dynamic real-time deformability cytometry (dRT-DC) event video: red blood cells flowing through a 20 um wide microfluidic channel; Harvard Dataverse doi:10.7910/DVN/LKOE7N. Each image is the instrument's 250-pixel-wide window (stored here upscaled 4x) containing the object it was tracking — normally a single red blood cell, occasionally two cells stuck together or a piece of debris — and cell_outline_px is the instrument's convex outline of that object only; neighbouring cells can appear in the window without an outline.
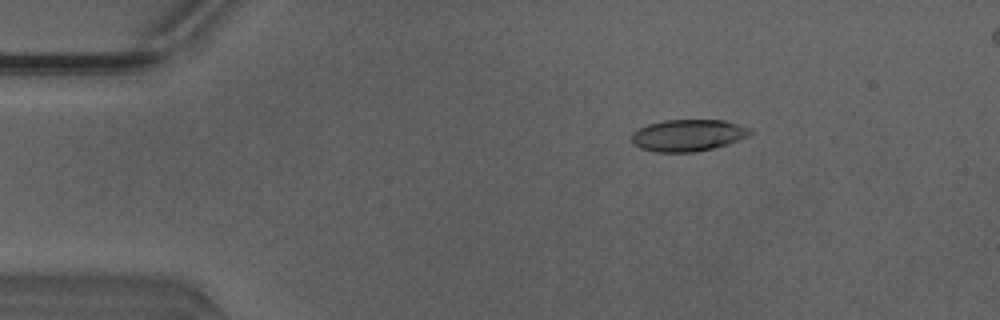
{"species": "Egyptian fruit bat (a non-hibernating species)", "species_latin": "Rousettus aegyptiacus", "temperature_condition": "warm", "stored_images_in_passage": 42, "camera_frame_rate_fps": 3000, "um_per_image_px": 0.085, "animal": {"sex": "male"}, "frame": {"image": 1, "passage_image": 1, "time_ms": 0.0, "image_size_px": [1000, 320], "cell_outline_px": [[752, 132], [748, 136], [728, 144], [712, 148], [692, 152], [656, 152], [640, 148], [632, 144], [632, 132], [648, 124], [664, 120], [724, 120], [748, 128]], "centroid_in_image_um": [58.44, 11.5], "position_along_channel_um": 26.6, "area_um2": 21.79}}
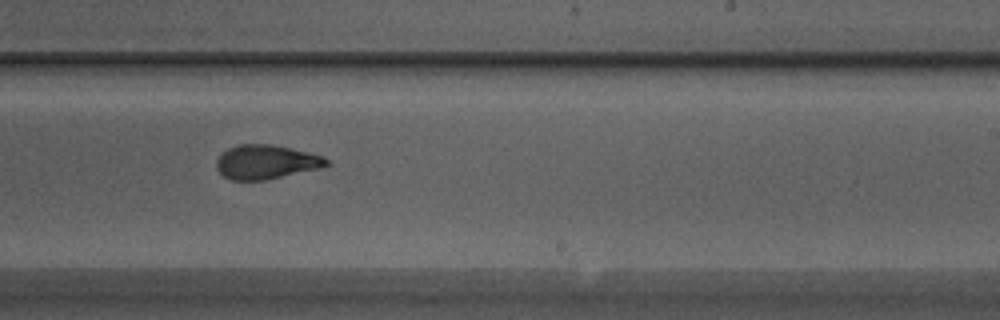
{"frame": {"image": 2, "passage_image": 23, "time_ms": 7.333, "image_size_px": [1000, 320], "cell_outline_px": [[328, 164], [320, 168], [264, 180], [232, 180], [224, 176], [216, 168], [216, 160], [228, 148], [240, 144], [272, 144], [308, 152], [320, 156], [328, 160]], "centroid_in_image_um": [22.58, 13.76], "position_along_channel_um": 266.4, "area_um2": 21.56}}
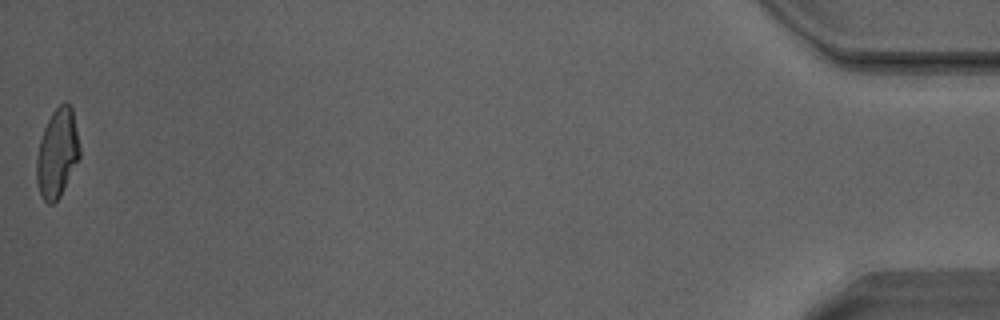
{"frame": {"image": 3, "passage_image": 42, "time_ms": 13.667, "image_size_px": [1000, 320], "cell_outline_px": [[80, 156], [60, 196], [52, 204], [48, 204], [44, 200], [40, 192], [36, 180], [36, 156], [40, 140], [44, 128], [52, 112], [64, 100], [72, 108], [80, 148]], "centroid_in_image_um": [4.86, 13.01], "position_along_channel_um": 430.3, "area_um2": 22.08}, "authors_computed_cell_mechanics": {"area_um2": 22.3108, "velocity_mm_per_s": 4.178, "shape_relaxation_time_tau1_ms": 4.7839, "shape_relaxation_time_tau2_ms": 1.188, "deformation_change_tau1": 0.1885, "deformation_change_tau2": 0.0798}}